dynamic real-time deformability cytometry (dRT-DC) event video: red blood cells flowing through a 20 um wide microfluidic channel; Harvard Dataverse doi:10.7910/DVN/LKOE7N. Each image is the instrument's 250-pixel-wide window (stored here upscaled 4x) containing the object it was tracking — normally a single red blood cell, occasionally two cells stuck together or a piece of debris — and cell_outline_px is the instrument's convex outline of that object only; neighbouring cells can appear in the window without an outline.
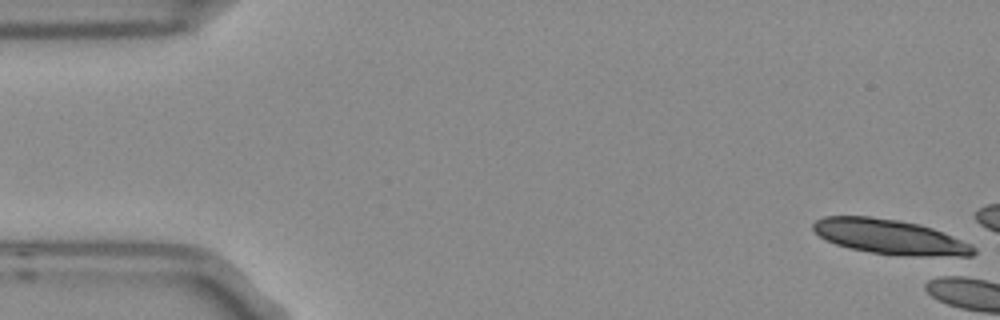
{"species": "Egyptian fruit bat (a non-hibernating species)", "species_latin": "Rousettus aegyptiacus", "temperature_condition": "room temperature", "stored_images_in_passage": 2, "camera_frame_rate_fps": 3000, "um_per_image_px": 0.085, "frame": {"image": 1, "passage_image": 1, "time_ms": 0.0, "image_size_px": [1000, 320], "cell_outline_px": [[976, 252], [972, 256], [964, 260], [904, 256], [872, 252], [848, 248], [836, 244], [820, 236], [812, 228], [812, 224], [816, 220], [824, 216], [872, 216], [900, 220], [920, 224], [944, 232], [972, 244], [976, 248]], "centroid_in_image_um": [75.82, 20.18], "position_along_channel_um": 9.2, "area_um2": 33.76}}